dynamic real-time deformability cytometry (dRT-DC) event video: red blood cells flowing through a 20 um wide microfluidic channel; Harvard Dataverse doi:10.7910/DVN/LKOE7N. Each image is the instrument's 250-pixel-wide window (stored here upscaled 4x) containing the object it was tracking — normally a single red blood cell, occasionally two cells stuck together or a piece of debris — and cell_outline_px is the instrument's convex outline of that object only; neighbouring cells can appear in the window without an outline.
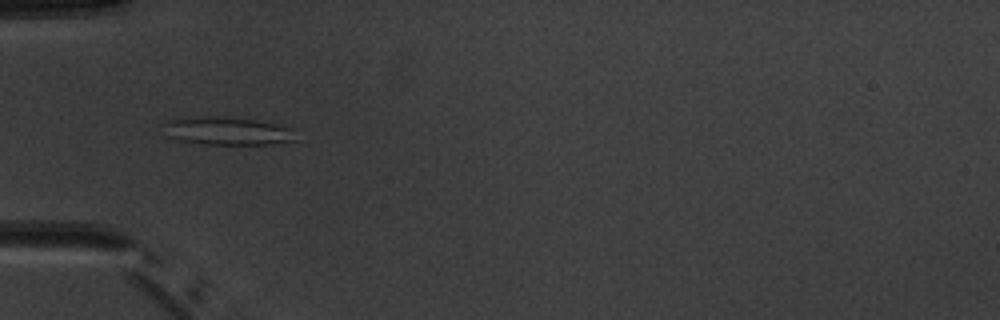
{"species": "common noctule bat (a hibernating species)", "species_latin": "Nyctalus noctula", "temperature_condition": "warm", "stored_images_in_passage": 5, "camera_frame_rate_fps": 3000, "um_per_image_px": 0.085, "animal": {"sex": "male", "body_mass_g": 20.1, "forearm_length_mm": 53.5}, "frame": {"image": 1, "passage_image": 4, "time_ms": 3.667, "image_size_px": [1000, 320], "cell_outline_px": [[296, 140], [272, 144], [200, 144], [180, 140], [168, 136], [164, 124], [172, 120], [196, 116], [208, 116], [256, 120], [292, 128]], "centroid_in_image_um": [19.34, 11.14], "position_along_channel_um": 65.7, "area_um2": 21.15}}
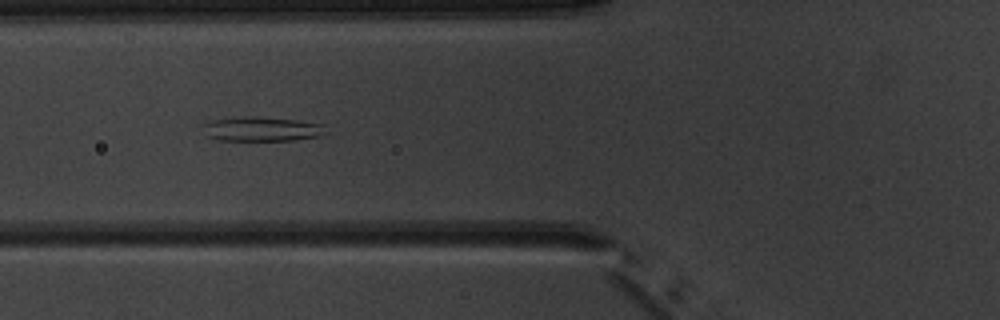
{"frame": {"image": 2, "passage_image": 5, "time_ms": 4.667, "image_size_px": [1000, 320], "cell_outline_px": [[328, 132], [324, 136], [296, 140], [220, 140], [208, 136], [204, 124], [212, 120], [240, 116], [256, 116], [300, 120], [324, 124]], "centroid_in_image_um": [22.38, 10.96], "position_along_channel_um": 103.4, "area_um2": 17.69}}